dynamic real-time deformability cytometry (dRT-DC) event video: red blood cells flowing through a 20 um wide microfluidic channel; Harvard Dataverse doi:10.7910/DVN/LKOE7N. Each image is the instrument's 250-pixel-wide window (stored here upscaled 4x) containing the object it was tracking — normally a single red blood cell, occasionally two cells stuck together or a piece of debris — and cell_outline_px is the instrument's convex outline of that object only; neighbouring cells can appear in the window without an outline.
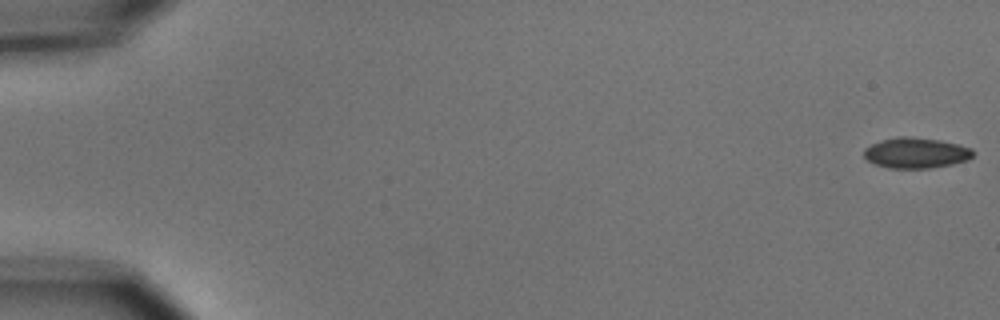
{"species": "common noctule bat (a hibernating species)", "species_latin": "Nyctalus noctula", "temperature_condition": "cold", "stored_images_in_passage": 4, "camera_frame_rate_fps": 3000, "um_per_image_px": 0.085, "animal": {"sex": "male", "body_mass_g": 15.6}, "frame": {"image": 1, "passage_image": 1, "time_ms": 0.0, "image_size_px": [1000, 320], "cell_outline_px": [[976, 152], [968, 160], [952, 164], [928, 168], [888, 168], [876, 164], [868, 160], [864, 156], [864, 148], [880, 140], [900, 136], [904, 136], [940, 140], [972, 148]], "centroid_in_image_um": [77.87, 12.99], "position_along_channel_um": 7.1, "area_um2": 19.36}}